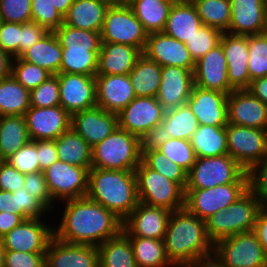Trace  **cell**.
I'll return each instance as SVG.
<instances>
[{"label": "cell", "instance_id": "6da1fadb", "mask_svg": "<svg viewBox=\"0 0 267 267\" xmlns=\"http://www.w3.org/2000/svg\"><path fill=\"white\" fill-rule=\"evenodd\" d=\"M62 204L61 220L54 226V237L60 241L98 246L122 231L120 218L87 197L63 201Z\"/></svg>", "mask_w": 267, "mask_h": 267}, {"label": "cell", "instance_id": "7a4b0ae2", "mask_svg": "<svg viewBox=\"0 0 267 267\" xmlns=\"http://www.w3.org/2000/svg\"><path fill=\"white\" fill-rule=\"evenodd\" d=\"M163 240L167 257L175 267H193L213 256L214 244L207 236L205 221L185 207L171 212Z\"/></svg>", "mask_w": 267, "mask_h": 267}, {"label": "cell", "instance_id": "3957f363", "mask_svg": "<svg viewBox=\"0 0 267 267\" xmlns=\"http://www.w3.org/2000/svg\"><path fill=\"white\" fill-rule=\"evenodd\" d=\"M86 197L123 221L139 203L135 172L91 167Z\"/></svg>", "mask_w": 267, "mask_h": 267}, {"label": "cell", "instance_id": "277c9868", "mask_svg": "<svg viewBox=\"0 0 267 267\" xmlns=\"http://www.w3.org/2000/svg\"><path fill=\"white\" fill-rule=\"evenodd\" d=\"M141 161L140 137L119 127L92 147V168L134 171Z\"/></svg>", "mask_w": 267, "mask_h": 267}, {"label": "cell", "instance_id": "5b68a950", "mask_svg": "<svg viewBox=\"0 0 267 267\" xmlns=\"http://www.w3.org/2000/svg\"><path fill=\"white\" fill-rule=\"evenodd\" d=\"M261 201L248 189L227 209L221 210L205 220L209 240L217 241L242 232L253 231Z\"/></svg>", "mask_w": 267, "mask_h": 267}, {"label": "cell", "instance_id": "8992f818", "mask_svg": "<svg viewBox=\"0 0 267 267\" xmlns=\"http://www.w3.org/2000/svg\"><path fill=\"white\" fill-rule=\"evenodd\" d=\"M134 172L139 202L171 212L184 208L185 190L179 184L148 168L142 161Z\"/></svg>", "mask_w": 267, "mask_h": 267}, {"label": "cell", "instance_id": "52a82bcc", "mask_svg": "<svg viewBox=\"0 0 267 267\" xmlns=\"http://www.w3.org/2000/svg\"><path fill=\"white\" fill-rule=\"evenodd\" d=\"M231 183H248L247 171L229 154L198 157L187 173L186 188L206 189Z\"/></svg>", "mask_w": 267, "mask_h": 267}, {"label": "cell", "instance_id": "ba28073f", "mask_svg": "<svg viewBox=\"0 0 267 267\" xmlns=\"http://www.w3.org/2000/svg\"><path fill=\"white\" fill-rule=\"evenodd\" d=\"M213 257L225 267H267V255L253 231L217 241Z\"/></svg>", "mask_w": 267, "mask_h": 267}, {"label": "cell", "instance_id": "9c48e42d", "mask_svg": "<svg viewBox=\"0 0 267 267\" xmlns=\"http://www.w3.org/2000/svg\"><path fill=\"white\" fill-rule=\"evenodd\" d=\"M100 36L101 42L131 45L143 53L148 33L130 6L110 4Z\"/></svg>", "mask_w": 267, "mask_h": 267}, {"label": "cell", "instance_id": "30bf717a", "mask_svg": "<svg viewBox=\"0 0 267 267\" xmlns=\"http://www.w3.org/2000/svg\"><path fill=\"white\" fill-rule=\"evenodd\" d=\"M248 183H231L211 188H186L185 208L201 220L227 209L248 190Z\"/></svg>", "mask_w": 267, "mask_h": 267}, {"label": "cell", "instance_id": "8fae6325", "mask_svg": "<svg viewBox=\"0 0 267 267\" xmlns=\"http://www.w3.org/2000/svg\"><path fill=\"white\" fill-rule=\"evenodd\" d=\"M228 154L246 171L267 156V129L226 125Z\"/></svg>", "mask_w": 267, "mask_h": 267}, {"label": "cell", "instance_id": "7c38bea8", "mask_svg": "<svg viewBox=\"0 0 267 267\" xmlns=\"http://www.w3.org/2000/svg\"><path fill=\"white\" fill-rule=\"evenodd\" d=\"M91 168H83L57 160L43 171L53 201L86 197L88 174Z\"/></svg>", "mask_w": 267, "mask_h": 267}, {"label": "cell", "instance_id": "4fadbf2b", "mask_svg": "<svg viewBox=\"0 0 267 267\" xmlns=\"http://www.w3.org/2000/svg\"><path fill=\"white\" fill-rule=\"evenodd\" d=\"M45 218L23 220L0 241L5 251L28 253H46L51 239L54 237V225L48 224Z\"/></svg>", "mask_w": 267, "mask_h": 267}, {"label": "cell", "instance_id": "5bb4252c", "mask_svg": "<svg viewBox=\"0 0 267 267\" xmlns=\"http://www.w3.org/2000/svg\"><path fill=\"white\" fill-rule=\"evenodd\" d=\"M165 110L156 97H135L118 114V127L141 137L162 122Z\"/></svg>", "mask_w": 267, "mask_h": 267}, {"label": "cell", "instance_id": "9a60e30c", "mask_svg": "<svg viewBox=\"0 0 267 267\" xmlns=\"http://www.w3.org/2000/svg\"><path fill=\"white\" fill-rule=\"evenodd\" d=\"M60 106L70 115L97 106L95 76L58 73Z\"/></svg>", "mask_w": 267, "mask_h": 267}, {"label": "cell", "instance_id": "2e32d148", "mask_svg": "<svg viewBox=\"0 0 267 267\" xmlns=\"http://www.w3.org/2000/svg\"><path fill=\"white\" fill-rule=\"evenodd\" d=\"M31 141L56 140L71 128V115L60 105L31 107L24 114Z\"/></svg>", "mask_w": 267, "mask_h": 267}, {"label": "cell", "instance_id": "e0dca14e", "mask_svg": "<svg viewBox=\"0 0 267 267\" xmlns=\"http://www.w3.org/2000/svg\"><path fill=\"white\" fill-rule=\"evenodd\" d=\"M171 211L139 202L123 220L122 231L128 237L164 239Z\"/></svg>", "mask_w": 267, "mask_h": 267}, {"label": "cell", "instance_id": "ac0fdd59", "mask_svg": "<svg viewBox=\"0 0 267 267\" xmlns=\"http://www.w3.org/2000/svg\"><path fill=\"white\" fill-rule=\"evenodd\" d=\"M220 44L227 61V77L233 90H247L251 83L248 72V35L223 32Z\"/></svg>", "mask_w": 267, "mask_h": 267}, {"label": "cell", "instance_id": "d6986e66", "mask_svg": "<svg viewBox=\"0 0 267 267\" xmlns=\"http://www.w3.org/2000/svg\"><path fill=\"white\" fill-rule=\"evenodd\" d=\"M143 54L161 67L177 66L188 70L195 68V61L185 43L163 32L148 34Z\"/></svg>", "mask_w": 267, "mask_h": 267}, {"label": "cell", "instance_id": "ffe728a7", "mask_svg": "<svg viewBox=\"0 0 267 267\" xmlns=\"http://www.w3.org/2000/svg\"><path fill=\"white\" fill-rule=\"evenodd\" d=\"M228 94L193 86L187 104L198 125L226 126L228 124Z\"/></svg>", "mask_w": 267, "mask_h": 267}, {"label": "cell", "instance_id": "44dd1931", "mask_svg": "<svg viewBox=\"0 0 267 267\" xmlns=\"http://www.w3.org/2000/svg\"><path fill=\"white\" fill-rule=\"evenodd\" d=\"M118 127L117 114L95 106L71 115V128L91 147L100 143Z\"/></svg>", "mask_w": 267, "mask_h": 267}, {"label": "cell", "instance_id": "7402d4cb", "mask_svg": "<svg viewBox=\"0 0 267 267\" xmlns=\"http://www.w3.org/2000/svg\"><path fill=\"white\" fill-rule=\"evenodd\" d=\"M228 123L267 129V104L248 90H233L228 94Z\"/></svg>", "mask_w": 267, "mask_h": 267}, {"label": "cell", "instance_id": "603a6c76", "mask_svg": "<svg viewBox=\"0 0 267 267\" xmlns=\"http://www.w3.org/2000/svg\"><path fill=\"white\" fill-rule=\"evenodd\" d=\"M227 70V61L219 44L195 62L194 85L229 94L233 89L229 85Z\"/></svg>", "mask_w": 267, "mask_h": 267}, {"label": "cell", "instance_id": "cb8c5ba5", "mask_svg": "<svg viewBox=\"0 0 267 267\" xmlns=\"http://www.w3.org/2000/svg\"><path fill=\"white\" fill-rule=\"evenodd\" d=\"M46 267H99L97 246L70 244L53 237L45 253Z\"/></svg>", "mask_w": 267, "mask_h": 267}, {"label": "cell", "instance_id": "d4e9b609", "mask_svg": "<svg viewBox=\"0 0 267 267\" xmlns=\"http://www.w3.org/2000/svg\"><path fill=\"white\" fill-rule=\"evenodd\" d=\"M193 71L177 66L162 67L156 98L165 111L187 103L194 86Z\"/></svg>", "mask_w": 267, "mask_h": 267}, {"label": "cell", "instance_id": "484cf974", "mask_svg": "<svg viewBox=\"0 0 267 267\" xmlns=\"http://www.w3.org/2000/svg\"><path fill=\"white\" fill-rule=\"evenodd\" d=\"M97 106L107 112L118 114L135 97L128 75L96 74Z\"/></svg>", "mask_w": 267, "mask_h": 267}, {"label": "cell", "instance_id": "4316f807", "mask_svg": "<svg viewBox=\"0 0 267 267\" xmlns=\"http://www.w3.org/2000/svg\"><path fill=\"white\" fill-rule=\"evenodd\" d=\"M230 6L227 33L255 35L267 32V11L262 0H230Z\"/></svg>", "mask_w": 267, "mask_h": 267}, {"label": "cell", "instance_id": "83f0119b", "mask_svg": "<svg viewBox=\"0 0 267 267\" xmlns=\"http://www.w3.org/2000/svg\"><path fill=\"white\" fill-rule=\"evenodd\" d=\"M142 54L131 45L101 42L96 74L128 75Z\"/></svg>", "mask_w": 267, "mask_h": 267}, {"label": "cell", "instance_id": "f1b7e54d", "mask_svg": "<svg viewBox=\"0 0 267 267\" xmlns=\"http://www.w3.org/2000/svg\"><path fill=\"white\" fill-rule=\"evenodd\" d=\"M110 3L104 0H73L64 24L78 29L101 32Z\"/></svg>", "mask_w": 267, "mask_h": 267}, {"label": "cell", "instance_id": "f546056e", "mask_svg": "<svg viewBox=\"0 0 267 267\" xmlns=\"http://www.w3.org/2000/svg\"><path fill=\"white\" fill-rule=\"evenodd\" d=\"M202 25L194 4L173 3L163 33L185 43Z\"/></svg>", "mask_w": 267, "mask_h": 267}, {"label": "cell", "instance_id": "4dcf8cb0", "mask_svg": "<svg viewBox=\"0 0 267 267\" xmlns=\"http://www.w3.org/2000/svg\"><path fill=\"white\" fill-rule=\"evenodd\" d=\"M20 58L46 69L52 75L60 73L62 47L53 32H48L40 41L25 51Z\"/></svg>", "mask_w": 267, "mask_h": 267}, {"label": "cell", "instance_id": "1f68e13d", "mask_svg": "<svg viewBox=\"0 0 267 267\" xmlns=\"http://www.w3.org/2000/svg\"><path fill=\"white\" fill-rule=\"evenodd\" d=\"M162 67L142 54L128 76L136 97H156L161 83Z\"/></svg>", "mask_w": 267, "mask_h": 267}, {"label": "cell", "instance_id": "d6a6232c", "mask_svg": "<svg viewBox=\"0 0 267 267\" xmlns=\"http://www.w3.org/2000/svg\"><path fill=\"white\" fill-rule=\"evenodd\" d=\"M31 141L24 116H0V158L8 159Z\"/></svg>", "mask_w": 267, "mask_h": 267}, {"label": "cell", "instance_id": "836d02e7", "mask_svg": "<svg viewBox=\"0 0 267 267\" xmlns=\"http://www.w3.org/2000/svg\"><path fill=\"white\" fill-rule=\"evenodd\" d=\"M55 144L59 160L78 167H92V147L72 128L61 134Z\"/></svg>", "mask_w": 267, "mask_h": 267}, {"label": "cell", "instance_id": "e575fe53", "mask_svg": "<svg viewBox=\"0 0 267 267\" xmlns=\"http://www.w3.org/2000/svg\"><path fill=\"white\" fill-rule=\"evenodd\" d=\"M190 141L196 158L228 154L226 126L198 125Z\"/></svg>", "mask_w": 267, "mask_h": 267}, {"label": "cell", "instance_id": "d590c367", "mask_svg": "<svg viewBox=\"0 0 267 267\" xmlns=\"http://www.w3.org/2000/svg\"><path fill=\"white\" fill-rule=\"evenodd\" d=\"M99 267H137L130 238L121 231L97 246Z\"/></svg>", "mask_w": 267, "mask_h": 267}, {"label": "cell", "instance_id": "8d00e7d4", "mask_svg": "<svg viewBox=\"0 0 267 267\" xmlns=\"http://www.w3.org/2000/svg\"><path fill=\"white\" fill-rule=\"evenodd\" d=\"M172 5L168 0H135L129 6L150 34L163 32Z\"/></svg>", "mask_w": 267, "mask_h": 267}, {"label": "cell", "instance_id": "74e56055", "mask_svg": "<svg viewBox=\"0 0 267 267\" xmlns=\"http://www.w3.org/2000/svg\"><path fill=\"white\" fill-rule=\"evenodd\" d=\"M30 108V91L16 81L11 74L0 80V116H24Z\"/></svg>", "mask_w": 267, "mask_h": 267}, {"label": "cell", "instance_id": "f35d334b", "mask_svg": "<svg viewBox=\"0 0 267 267\" xmlns=\"http://www.w3.org/2000/svg\"><path fill=\"white\" fill-rule=\"evenodd\" d=\"M129 238L137 267H175L167 257L163 239Z\"/></svg>", "mask_w": 267, "mask_h": 267}, {"label": "cell", "instance_id": "ab89813d", "mask_svg": "<svg viewBox=\"0 0 267 267\" xmlns=\"http://www.w3.org/2000/svg\"><path fill=\"white\" fill-rule=\"evenodd\" d=\"M162 123L165 125L167 138L191 140L198 128L197 118L187 103L165 111Z\"/></svg>", "mask_w": 267, "mask_h": 267}, {"label": "cell", "instance_id": "60d3db41", "mask_svg": "<svg viewBox=\"0 0 267 267\" xmlns=\"http://www.w3.org/2000/svg\"><path fill=\"white\" fill-rule=\"evenodd\" d=\"M100 51L62 48L60 73L96 76Z\"/></svg>", "mask_w": 267, "mask_h": 267}, {"label": "cell", "instance_id": "b9f144b4", "mask_svg": "<svg viewBox=\"0 0 267 267\" xmlns=\"http://www.w3.org/2000/svg\"><path fill=\"white\" fill-rule=\"evenodd\" d=\"M62 48L88 49V51H100V32L88 31L62 24L53 31Z\"/></svg>", "mask_w": 267, "mask_h": 267}, {"label": "cell", "instance_id": "7bdbcfd3", "mask_svg": "<svg viewBox=\"0 0 267 267\" xmlns=\"http://www.w3.org/2000/svg\"><path fill=\"white\" fill-rule=\"evenodd\" d=\"M202 24L227 32L230 26V0H201L194 4Z\"/></svg>", "mask_w": 267, "mask_h": 267}, {"label": "cell", "instance_id": "ee69618b", "mask_svg": "<svg viewBox=\"0 0 267 267\" xmlns=\"http://www.w3.org/2000/svg\"><path fill=\"white\" fill-rule=\"evenodd\" d=\"M142 162L153 171L176 182L184 190L187 186V172L171 161L167 156L158 150H149L142 154Z\"/></svg>", "mask_w": 267, "mask_h": 267}, {"label": "cell", "instance_id": "f6af8a7d", "mask_svg": "<svg viewBox=\"0 0 267 267\" xmlns=\"http://www.w3.org/2000/svg\"><path fill=\"white\" fill-rule=\"evenodd\" d=\"M250 81L267 76V32L248 35Z\"/></svg>", "mask_w": 267, "mask_h": 267}, {"label": "cell", "instance_id": "bcb514c9", "mask_svg": "<svg viewBox=\"0 0 267 267\" xmlns=\"http://www.w3.org/2000/svg\"><path fill=\"white\" fill-rule=\"evenodd\" d=\"M11 76L28 91H31L46 81L52 74L46 69L18 57L12 60Z\"/></svg>", "mask_w": 267, "mask_h": 267}, {"label": "cell", "instance_id": "7dc6e473", "mask_svg": "<svg viewBox=\"0 0 267 267\" xmlns=\"http://www.w3.org/2000/svg\"><path fill=\"white\" fill-rule=\"evenodd\" d=\"M223 32L217 28L202 25L196 33L185 42L191 57L196 62L209 50L220 44Z\"/></svg>", "mask_w": 267, "mask_h": 267}, {"label": "cell", "instance_id": "c3c4849f", "mask_svg": "<svg viewBox=\"0 0 267 267\" xmlns=\"http://www.w3.org/2000/svg\"><path fill=\"white\" fill-rule=\"evenodd\" d=\"M157 150L182 167L187 173L191 170L196 160L190 140L172 138L163 143Z\"/></svg>", "mask_w": 267, "mask_h": 267}, {"label": "cell", "instance_id": "681fc988", "mask_svg": "<svg viewBox=\"0 0 267 267\" xmlns=\"http://www.w3.org/2000/svg\"><path fill=\"white\" fill-rule=\"evenodd\" d=\"M53 0H31L32 21L53 32L64 23L63 15L58 12Z\"/></svg>", "mask_w": 267, "mask_h": 267}, {"label": "cell", "instance_id": "f907efd6", "mask_svg": "<svg viewBox=\"0 0 267 267\" xmlns=\"http://www.w3.org/2000/svg\"><path fill=\"white\" fill-rule=\"evenodd\" d=\"M60 105L59 82L56 75L50 76L38 87L30 91V106L36 108Z\"/></svg>", "mask_w": 267, "mask_h": 267}, {"label": "cell", "instance_id": "816d5d0a", "mask_svg": "<svg viewBox=\"0 0 267 267\" xmlns=\"http://www.w3.org/2000/svg\"><path fill=\"white\" fill-rule=\"evenodd\" d=\"M5 161L23 174L41 171L38 162L37 140L30 141Z\"/></svg>", "mask_w": 267, "mask_h": 267}, {"label": "cell", "instance_id": "f5cc1de1", "mask_svg": "<svg viewBox=\"0 0 267 267\" xmlns=\"http://www.w3.org/2000/svg\"><path fill=\"white\" fill-rule=\"evenodd\" d=\"M0 21L19 24L31 22V0H0Z\"/></svg>", "mask_w": 267, "mask_h": 267}, {"label": "cell", "instance_id": "db71d44e", "mask_svg": "<svg viewBox=\"0 0 267 267\" xmlns=\"http://www.w3.org/2000/svg\"><path fill=\"white\" fill-rule=\"evenodd\" d=\"M13 193H17L18 215L24 220L30 218H44L45 214H52V212L39 199L30 195L25 187H20Z\"/></svg>", "mask_w": 267, "mask_h": 267}, {"label": "cell", "instance_id": "11a10c76", "mask_svg": "<svg viewBox=\"0 0 267 267\" xmlns=\"http://www.w3.org/2000/svg\"><path fill=\"white\" fill-rule=\"evenodd\" d=\"M24 187L30 195L39 199L52 213L56 206L48 190L45 175L42 171L25 174Z\"/></svg>", "mask_w": 267, "mask_h": 267}, {"label": "cell", "instance_id": "9f6ffc18", "mask_svg": "<svg viewBox=\"0 0 267 267\" xmlns=\"http://www.w3.org/2000/svg\"><path fill=\"white\" fill-rule=\"evenodd\" d=\"M21 24L0 21V48L12 58L19 57Z\"/></svg>", "mask_w": 267, "mask_h": 267}, {"label": "cell", "instance_id": "6f0895ef", "mask_svg": "<svg viewBox=\"0 0 267 267\" xmlns=\"http://www.w3.org/2000/svg\"><path fill=\"white\" fill-rule=\"evenodd\" d=\"M248 188L262 201L267 197V156L248 171Z\"/></svg>", "mask_w": 267, "mask_h": 267}, {"label": "cell", "instance_id": "680465c9", "mask_svg": "<svg viewBox=\"0 0 267 267\" xmlns=\"http://www.w3.org/2000/svg\"><path fill=\"white\" fill-rule=\"evenodd\" d=\"M4 267H45V253L6 251Z\"/></svg>", "mask_w": 267, "mask_h": 267}, {"label": "cell", "instance_id": "91938a15", "mask_svg": "<svg viewBox=\"0 0 267 267\" xmlns=\"http://www.w3.org/2000/svg\"><path fill=\"white\" fill-rule=\"evenodd\" d=\"M25 174L2 160L0 163V190L14 192L24 187Z\"/></svg>", "mask_w": 267, "mask_h": 267}, {"label": "cell", "instance_id": "94428289", "mask_svg": "<svg viewBox=\"0 0 267 267\" xmlns=\"http://www.w3.org/2000/svg\"><path fill=\"white\" fill-rule=\"evenodd\" d=\"M48 32L45 27L33 21L21 24L19 57L36 42L40 41Z\"/></svg>", "mask_w": 267, "mask_h": 267}, {"label": "cell", "instance_id": "6125c7cd", "mask_svg": "<svg viewBox=\"0 0 267 267\" xmlns=\"http://www.w3.org/2000/svg\"><path fill=\"white\" fill-rule=\"evenodd\" d=\"M169 139L172 138H167L165 125L162 122L158 123L140 137L141 154L149 150H157Z\"/></svg>", "mask_w": 267, "mask_h": 267}, {"label": "cell", "instance_id": "be15d7a7", "mask_svg": "<svg viewBox=\"0 0 267 267\" xmlns=\"http://www.w3.org/2000/svg\"><path fill=\"white\" fill-rule=\"evenodd\" d=\"M39 168L43 172L59 160L55 140H37Z\"/></svg>", "mask_w": 267, "mask_h": 267}, {"label": "cell", "instance_id": "e7e4bbea", "mask_svg": "<svg viewBox=\"0 0 267 267\" xmlns=\"http://www.w3.org/2000/svg\"><path fill=\"white\" fill-rule=\"evenodd\" d=\"M253 232L267 255V213L262 208L257 213Z\"/></svg>", "mask_w": 267, "mask_h": 267}, {"label": "cell", "instance_id": "03108f58", "mask_svg": "<svg viewBox=\"0 0 267 267\" xmlns=\"http://www.w3.org/2000/svg\"><path fill=\"white\" fill-rule=\"evenodd\" d=\"M24 219L11 212H0V239L18 226Z\"/></svg>", "mask_w": 267, "mask_h": 267}, {"label": "cell", "instance_id": "003e7915", "mask_svg": "<svg viewBox=\"0 0 267 267\" xmlns=\"http://www.w3.org/2000/svg\"><path fill=\"white\" fill-rule=\"evenodd\" d=\"M18 214L17 193L0 190V212Z\"/></svg>", "mask_w": 267, "mask_h": 267}, {"label": "cell", "instance_id": "a7ac6f4b", "mask_svg": "<svg viewBox=\"0 0 267 267\" xmlns=\"http://www.w3.org/2000/svg\"><path fill=\"white\" fill-rule=\"evenodd\" d=\"M253 96L267 104V76L254 79L247 89Z\"/></svg>", "mask_w": 267, "mask_h": 267}, {"label": "cell", "instance_id": "89a4df30", "mask_svg": "<svg viewBox=\"0 0 267 267\" xmlns=\"http://www.w3.org/2000/svg\"><path fill=\"white\" fill-rule=\"evenodd\" d=\"M13 58L0 48V80L11 74Z\"/></svg>", "mask_w": 267, "mask_h": 267}, {"label": "cell", "instance_id": "2644e50d", "mask_svg": "<svg viewBox=\"0 0 267 267\" xmlns=\"http://www.w3.org/2000/svg\"><path fill=\"white\" fill-rule=\"evenodd\" d=\"M53 3L55 9L64 17L71 7L73 0H53Z\"/></svg>", "mask_w": 267, "mask_h": 267}, {"label": "cell", "instance_id": "8c879c8a", "mask_svg": "<svg viewBox=\"0 0 267 267\" xmlns=\"http://www.w3.org/2000/svg\"><path fill=\"white\" fill-rule=\"evenodd\" d=\"M193 267H225L216 258L208 257L195 264Z\"/></svg>", "mask_w": 267, "mask_h": 267}, {"label": "cell", "instance_id": "753ad0ef", "mask_svg": "<svg viewBox=\"0 0 267 267\" xmlns=\"http://www.w3.org/2000/svg\"><path fill=\"white\" fill-rule=\"evenodd\" d=\"M5 249L3 248V244L0 241V267H4V261H5Z\"/></svg>", "mask_w": 267, "mask_h": 267}, {"label": "cell", "instance_id": "34e18365", "mask_svg": "<svg viewBox=\"0 0 267 267\" xmlns=\"http://www.w3.org/2000/svg\"><path fill=\"white\" fill-rule=\"evenodd\" d=\"M135 0H113V5H123V6H129L131 5Z\"/></svg>", "mask_w": 267, "mask_h": 267}, {"label": "cell", "instance_id": "11e5206c", "mask_svg": "<svg viewBox=\"0 0 267 267\" xmlns=\"http://www.w3.org/2000/svg\"><path fill=\"white\" fill-rule=\"evenodd\" d=\"M261 208L267 213V197L261 201Z\"/></svg>", "mask_w": 267, "mask_h": 267}, {"label": "cell", "instance_id": "2a66077c", "mask_svg": "<svg viewBox=\"0 0 267 267\" xmlns=\"http://www.w3.org/2000/svg\"><path fill=\"white\" fill-rule=\"evenodd\" d=\"M198 1H201V0H180L181 3H185V4H195Z\"/></svg>", "mask_w": 267, "mask_h": 267}, {"label": "cell", "instance_id": "b9fcfbb0", "mask_svg": "<svg viewBox=\"0 0 267 267\" xmlns=\"http://www.w3.org/2000/svg\"><path fill=\"white\" fill-rule=\"evenodd\" d=\"M262 2H263L264 6H265V9L267 11V0H262Z\"/></svg>", "mask_w": 267, "mask_h": 267}, {"label": "cell", "instance_id": "09005b40", "mask_svg": "<svg viewBox=\"0 0 267 267\" xmlns=\"http://www.w3.org/2000/svg\"><path fill=\"white\" fill-rule=\"evenodd\" d=\"M168 1H170L172 3H178V2H180V0H168Z\"/></svg>", "mask_w": 267, "mask_h": 267}, {"label": "cell", "instance_id": "979ff035", "mask_svg": "<svg viewBox=\"0 0 267 267\" xmlns=\"http://www.w3.org/2000/svg\"><path fill=\"white\" fill-rule=\"evenodd\" d=\"M104 1H106V2H108L110 4H113V0H104Z\"/></svg>", "mask_w": 267, "mask_h": 267}]
</instances>
